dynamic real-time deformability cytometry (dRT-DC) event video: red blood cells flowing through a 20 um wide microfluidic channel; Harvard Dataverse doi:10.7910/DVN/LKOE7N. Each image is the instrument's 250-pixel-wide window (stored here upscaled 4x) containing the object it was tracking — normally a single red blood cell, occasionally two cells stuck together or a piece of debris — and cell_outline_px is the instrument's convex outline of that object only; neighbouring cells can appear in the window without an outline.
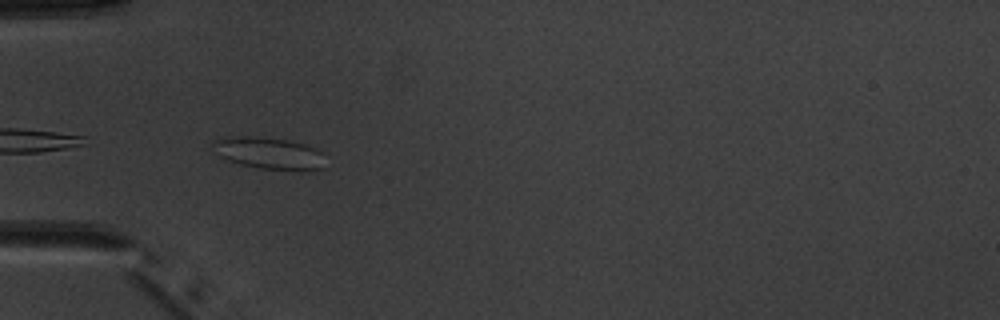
{"species": "common noctule bat (a hibernating species)", "species_latin": "Nyctalus noctula", "temperature_condition": "warm", "stored_images_in_passage": 4, "camera_frame_rate_fps": 3000, "um_per_image_px": 0.085, "animal": {"sex": "male", "body_mass_g": 20.1, "forearm_length_mm": 53.5}, "frame": {"image": 1, "passage_image": 4, "time_ms": 3.333, "image_size_px": [1000, 320], "cell_outline_px": [[324, 168], [308, 172], [304, 172], [260, 168], [240, 164], [228, 160], [220, 156], [212, 144], [212, 140], [228, 136], [256, 136], [288, 140], [304, 144], [316, 148], [324, 152]], "centroid_in_image_um": [22.94, 13.03], "position_along_channel_um": 62.1, "area_um2": 21.39}}